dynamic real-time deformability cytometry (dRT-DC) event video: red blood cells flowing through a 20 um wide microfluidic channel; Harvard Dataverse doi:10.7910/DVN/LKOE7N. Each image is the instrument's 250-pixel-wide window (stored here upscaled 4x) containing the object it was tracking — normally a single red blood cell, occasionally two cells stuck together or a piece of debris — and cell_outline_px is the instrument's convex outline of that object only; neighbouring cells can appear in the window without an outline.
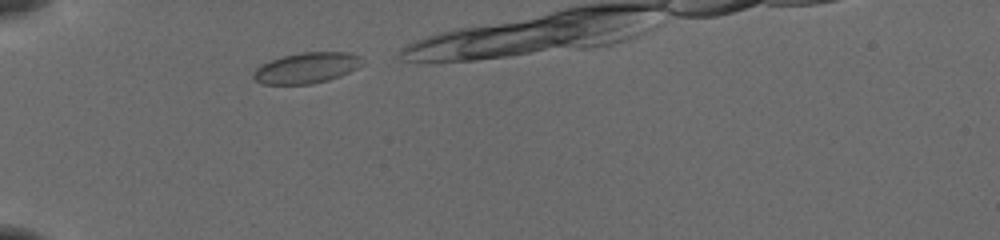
{"species": "common noctule bat (a hibernating species)", "species_latin": "Nyctalus noctula", "temperature_condition": "cold", "stored_images_in_passage": 8, "camera_frame_rate_fps": 3000, "um_per_image_px": 0.085, "animal": {"sex": "female", "body_mass_g": 19.5, "forearm_length_mm": 54.1}, "frame": {"image": 1, "passage_image": 1, "time_ms": 0.0, "image_size_px": [1000, 240], "cell_outline_px": [[364, 64], [340, 76], [328, 80], [312, 84], [264, 84], [256, 80], [252, 76], [252, 72], [260, 64], [284, 56], [304, 52], [348, 52], [360, 56], [364, 60]], "centroid_in_image_um": [26.07, 5.77], "position_along_channel_um": 58.9, "area_um2": 19.48}}
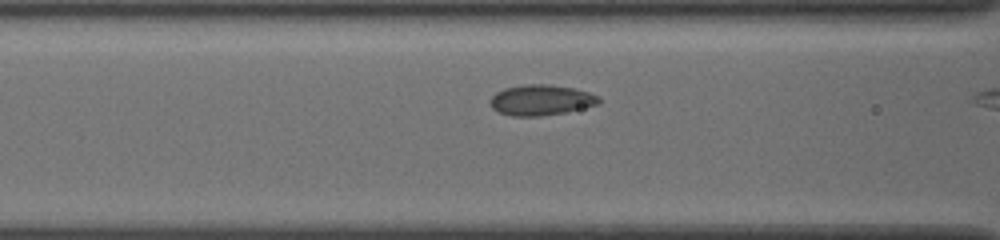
{"frame": {"image": 2, "passage_image": 7, "time_ms": 2.0, "image_size_px": [1000, 240], "cell_outline_px": [[600, 104], [564, 112], [540, 116], [512, 116], [500, 112], [492, 108], [488, 104], [488, 100], [496, 92], [504, 88], [524, 84], [548, 84], [572, 88], [588, 92], [600, 96]], "centroid_in_image_um": [45.96, 8.5], "position_along_channel_um": 120.6, "area_um2": 19.42}}